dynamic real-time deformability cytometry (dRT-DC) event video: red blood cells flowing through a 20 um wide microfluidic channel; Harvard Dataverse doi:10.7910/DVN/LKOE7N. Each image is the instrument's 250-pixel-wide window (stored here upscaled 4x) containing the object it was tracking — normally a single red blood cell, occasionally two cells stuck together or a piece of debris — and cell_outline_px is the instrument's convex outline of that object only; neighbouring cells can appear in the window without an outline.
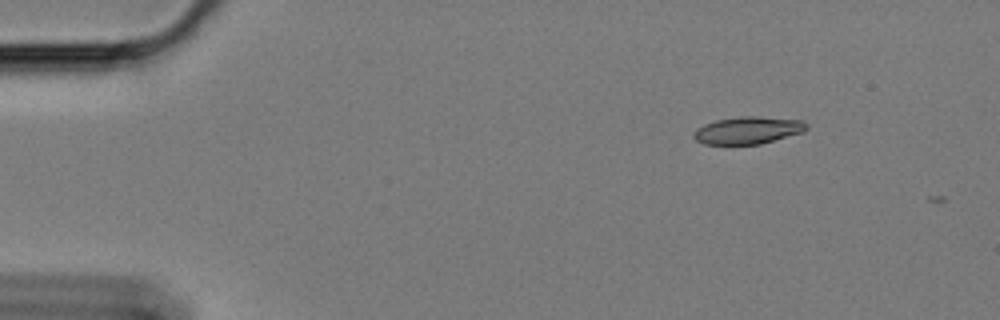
{"species": "Egyptian fruit bat (a non-hibernating species)", "species_latin": "Rousettus aegyptiacus", "temperature_condition": "cold", "stored_images_in_passage": 5, "camera_frame_rate_fps": 3000, "um_per_image_px": 0.085, "animal": {"sex": "female"}, "frame": {"image": 1, "passage_image": 2, "time_ms": 0.333, "image_size_px": [1000, 320], "cell_outline_px": [[808, 128], [804, 132], [760, 144], [704, 144], [696, 140], [692, 136], [696, 128], [704, 124], [716, 120], [740, 116], [760, 116], [804, 120], [808, 124]], "centroid_in_image_um": [63.6, 11.06], "position_along_channel_um": 21.4, "area_um2": 18.15}}